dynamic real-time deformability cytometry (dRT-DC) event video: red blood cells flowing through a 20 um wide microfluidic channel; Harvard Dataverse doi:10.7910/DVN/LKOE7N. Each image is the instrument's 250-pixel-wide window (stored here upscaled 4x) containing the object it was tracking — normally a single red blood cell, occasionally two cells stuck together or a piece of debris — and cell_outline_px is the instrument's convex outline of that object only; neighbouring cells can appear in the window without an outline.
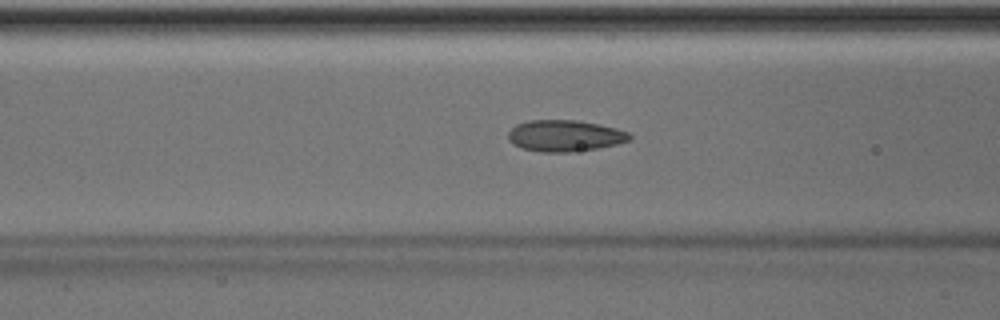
{"species": "Egyptian fruit bat (a non-hibernating species)", "species_latin": "Rousettus aegyptiacus", "temperature_condition": "room temperature", "stored_images_in_passage": 49, "camera_frame_rate_fps": 3000, "um_per_image_px": 0.085, "animal": {"sex": "male"}, "frame": {"image": 1, "passage_image": 19, "time_ms": 6.0, "image_size_px": [1000, 320], "cell_outline_px": [[632, 136], [628, 140], [616, 144], [600, 148], [572, 152], [540, 152], [524, 148], [508, 140], [508, 132], [516, 124], [528, 120], [576, 120], [600, 124], [616, 128], [628, 132]], "centroid_in_image_um": [48.02, 11.53], "position_along_channel_um": 118.6, "area_um2": 22.2}}
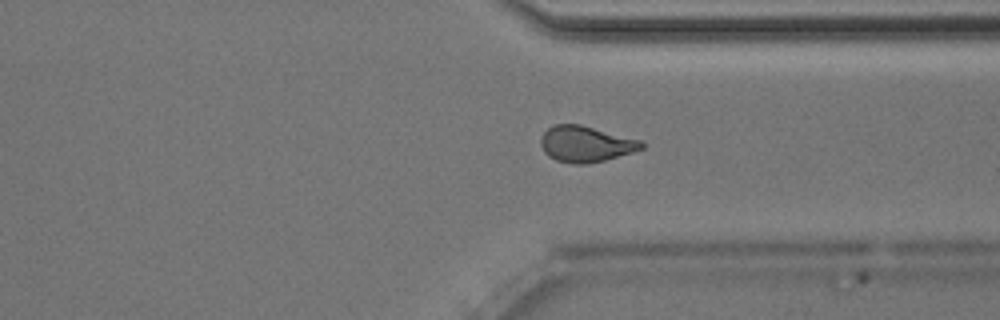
{"frame": {"image": 2, "passage_image": 37, "time_ms": 12.0, "image_size_px": [1000, 320], "cell_outline_px": [[644, 148], [632, 152], [604, 160], [588, 164], [572, 164], [556, 160], [548, 156], [544, 152], [540, 144], [540, 140], [544, 132], [548, 128], [556, 124], [580, 124], [640, 140], [644, 144]], "centroid_in_image_um": [49.76, 12.24], "position_along_channel_um": 361.6, "area_um2": 21.04}}
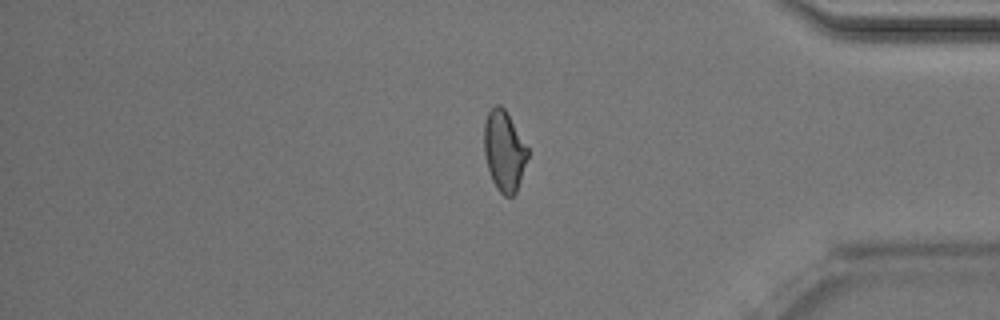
{"frame": {"image": 3, "passage_image": 41, "time_ms": 13.333, "image_size_px": [1000, 320], "cell_outline_px": [[528, 156], [516, 192], [512, 196], [504, 196], [496, 188], [492, 180], [488, 168], [484, 152], [484, 124], [488, 112], [496, 104], [500, 104], [504, 108], [528, 148]], "centroid_in_image_um": [42.84, 12.83], "position_along_channel_um": 392.4, "area_um2": 20.17}, "authors_computed_cell_mechanics": {"area_um2": 21.5016, "velocity_mm_per_s": 4.0477, "shape_relaxation_time_tau1_ms": null, "shape_relaxation_time_tau2_ms": 1.3181, "deformation_change_tau1": null, "deformation_change_tau2": 0.0792}}